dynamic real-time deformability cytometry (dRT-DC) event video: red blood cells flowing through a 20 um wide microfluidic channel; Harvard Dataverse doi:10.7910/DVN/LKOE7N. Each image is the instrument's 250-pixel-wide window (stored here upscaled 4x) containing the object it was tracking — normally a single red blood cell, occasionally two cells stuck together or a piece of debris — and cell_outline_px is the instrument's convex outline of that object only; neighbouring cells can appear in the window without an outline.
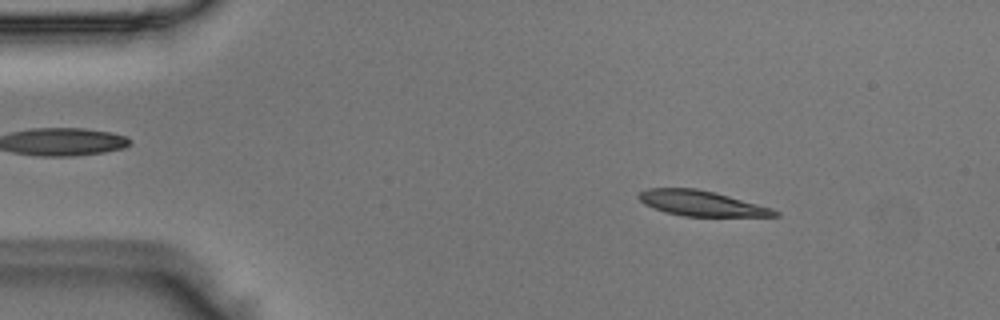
{"species": "Egyptian fruit bat (a non-hibernating species)", "species_latin": "Rousettus aegyptiacus", "temperature_condition": "room temperature", "stored_images_in_passage": 51, "camera_frame_rate_fps": 3000, "um_per_image_px": 0.085, "animal": {"sex": "male"}, "frame": {"image": 1, "passage_image": 7, "time_ms": 2.0, "image_size_px": [1000, 320], "cell_outline_px": [[780, 216], [684, 216], [664, 212], [644, 204], [636, 196], [640, 192], [648, 188], [696, 188], [716, 192], [772, 208], [780, 212]], "centroid_in_image_um": [59.61, 17.28], "position_along_channel_um": 25.4, "area_um2": 20.06}}
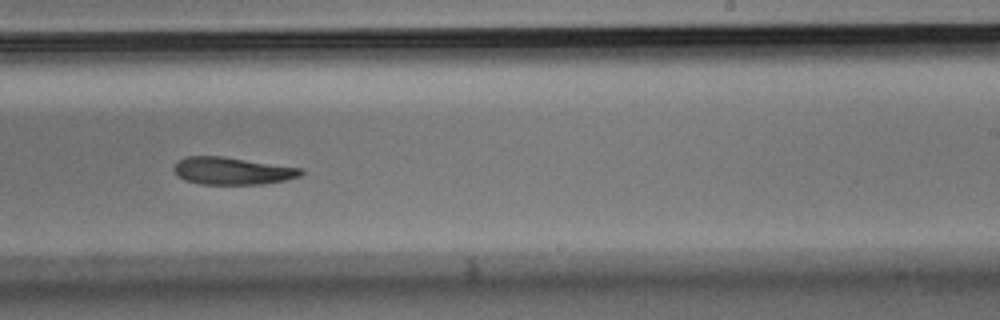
{"frame": {"image": 2, "passage_image": 31, "time_ms": 10.0, "image_size_px": [1000, 320], "cell_outline_px": [[304, 172], [300, 176], [284, 180], [264, 184], [200, 184], [184, 180], [176, 176], [172, 168], [176, 160], [184, 156], [220, 156], [304, 168]], "centroid_in_image_um": [19.69, 14.52], "position_along_channel_um": 269.3, "area_um2": 20.52}}
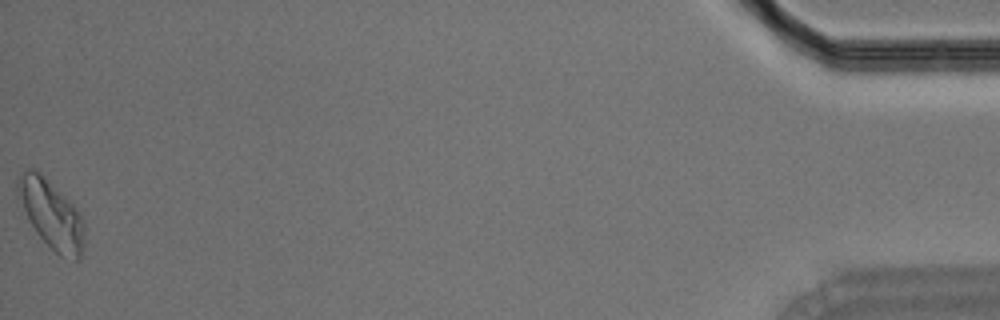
{"frame": {"image": 3, "passage_image": 51, "time_ms": 16.667, "image_size_px": [1000, 320], "cell_outline_px": [[84, 244], [80, 256], [76, 260], [60, 256], [36, 232], [28, 220], [16, 196], [16, 176], [20, 172], [28, 168], [36, 168], [76, 208], [84, 220]], "centroid_in_image_um": [4.31, 18.16], "position_along_channel_um": 430.9, "area_um2": 26.65}}